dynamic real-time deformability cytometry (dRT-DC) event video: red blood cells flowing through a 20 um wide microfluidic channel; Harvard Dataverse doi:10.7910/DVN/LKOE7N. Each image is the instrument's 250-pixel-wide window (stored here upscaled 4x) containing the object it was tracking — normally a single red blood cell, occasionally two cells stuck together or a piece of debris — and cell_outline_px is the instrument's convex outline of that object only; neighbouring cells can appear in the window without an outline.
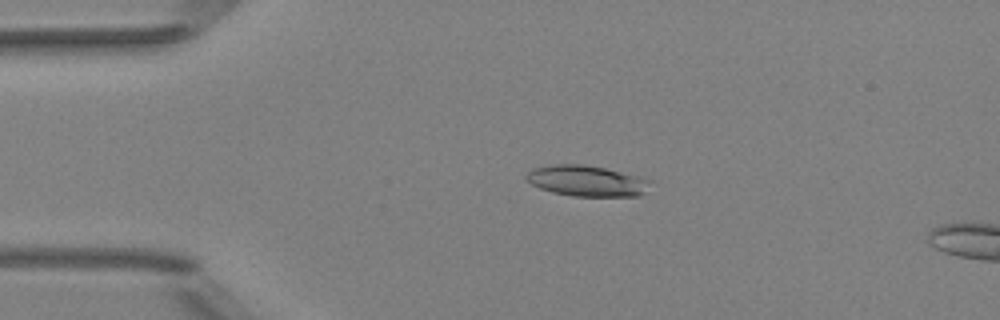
{"species": "Egyptian fruit bat (a non-hibernating species)", "species_latin": "Rousettus aegyptiacus", "temperature_condition": "room temperature", "stored_images_in_passage": 47, "camera_frame_rate_fps": 3000, "um_per_image_px": 0.085, "animal": {"sex": "female"}, "frame": {"image": 1, "passage_image": 7, "time_ms": 2.0, "image_size_px": [1000, 320], "cell_outline_px": [[652, 180], [648, 192], [640, 196], [572, 196], [552, 192], [540, 188], [532, 184], [524, 176], [532, 168], [548, 164], [584, 164], [604, 168], [640, 176]], "centroid_in_image_um": [49.91, 15.37], "position_along_channel_um": 35.1, "area_um2": 22.6}}
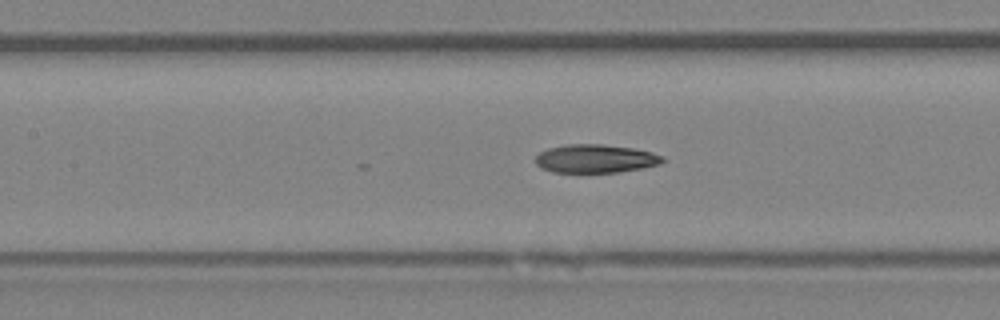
{"frame": {"image": 2, "passage_image": 19, "time_ms": 6.0, "image_size_px": [1000, 320], "cell_outline_px": [[664, 160], [660, 164], [644, 168], [620, 172], [552, 172], [540, 168], [536, 164], [536, 156], [540, 152], [548, 148], [564, 144], [600, 144], [632, 148], [652, 152], [664, 156]], "centroid_in_image_um": [50.61, 13.49], "position_along_channel_um": 156.8, "area_um2": 21.15}}
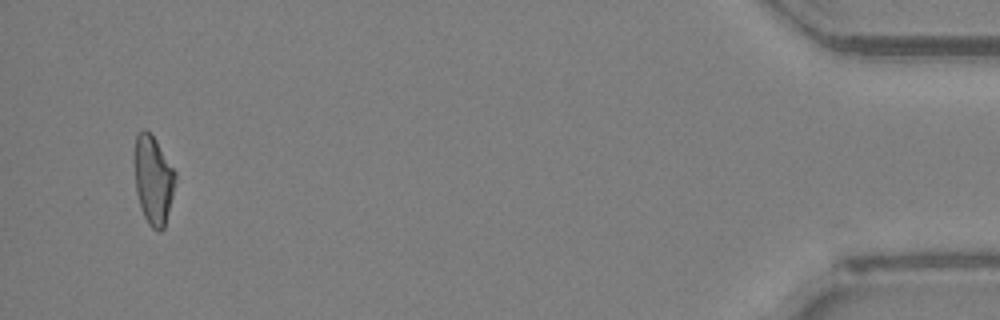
{"frame": {"image": 3, "passage_image": 45, "time_ms": 14.667, "image_size_px": [1000, 320], "cell_outline_px": [[176, 180], [164, 228], [160, 232], [156, 232], [148, 224], [140, 208], [136, 192], [132, 160], [132, 156], [136, 132], [144, 128], [156, 140], [176, 172]], "centroid_in_image_um": [12.98, 15.26], "position_along_channel_um": 422.2, "area_um2": 21.73}, "authors_computed_cell_mechanics": {"area_um2": 21.8484, "velocity_mm_per_s": 4.0368, "shape_relaxation_time_tau1_ms": null, "shape_relaxation_time_tau2_ms": 4.1705, "deformation_change_tau1": null, "deformation_change_tau2": 0.1312}}